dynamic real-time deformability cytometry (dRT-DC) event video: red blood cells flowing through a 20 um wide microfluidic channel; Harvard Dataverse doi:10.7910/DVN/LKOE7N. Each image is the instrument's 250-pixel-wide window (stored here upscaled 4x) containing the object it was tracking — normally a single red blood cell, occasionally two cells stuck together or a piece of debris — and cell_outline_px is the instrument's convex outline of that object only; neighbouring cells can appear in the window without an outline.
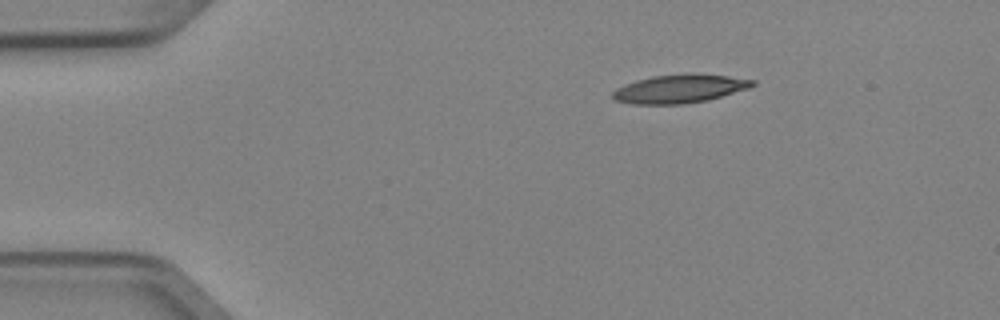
{"species": "Egyptian fruit bat (a non-hibernating species)", "species_latin": "Rousettus aegyptiacus", "temperature_condition": "cold", "stored_images_in_passage": 3, "camera_frame_rate_fps": 3000, "um_per_image_px": 0.085, "animal": {"sex": "female"}, "frame": {"image": 1, "passage_image": 1, "time_ms": 0.0, "image_size_px": [1000, 320], "cell_outline_px": [[756, 84], [748, 88], [708, 100], [684, 104], [628, 104], [612, 100], [612, 92], [616, 88], [624, 84], [636, 80], [652, 76], [688, 72], [696, 72], [728, 76], [756, 80]], "centroid_in_image_um": [57.73, 7.53], "position_along_channel_um": 27.3, "area_um2": 23.7}}
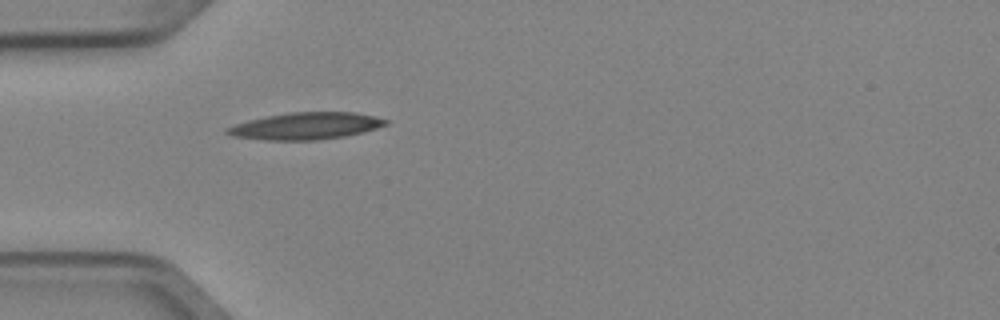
{"frame": {"image": 2, "passage_image": 3, "time_ms": 0.667, "image_size_px": [1000, 320], "cell_outline_px": [[388, 124], [364, 132], [344, 136], [316, 140], [264, 140], [232, 136], [224, 132], [224, 128], [248, 120], [288, 112], [356, 112], [376, 116], [388, 120]], "centroid_in_image_um": [26.0, 10.7], "position_along_channel_um": 59.0, "area_um2": 24.97}}